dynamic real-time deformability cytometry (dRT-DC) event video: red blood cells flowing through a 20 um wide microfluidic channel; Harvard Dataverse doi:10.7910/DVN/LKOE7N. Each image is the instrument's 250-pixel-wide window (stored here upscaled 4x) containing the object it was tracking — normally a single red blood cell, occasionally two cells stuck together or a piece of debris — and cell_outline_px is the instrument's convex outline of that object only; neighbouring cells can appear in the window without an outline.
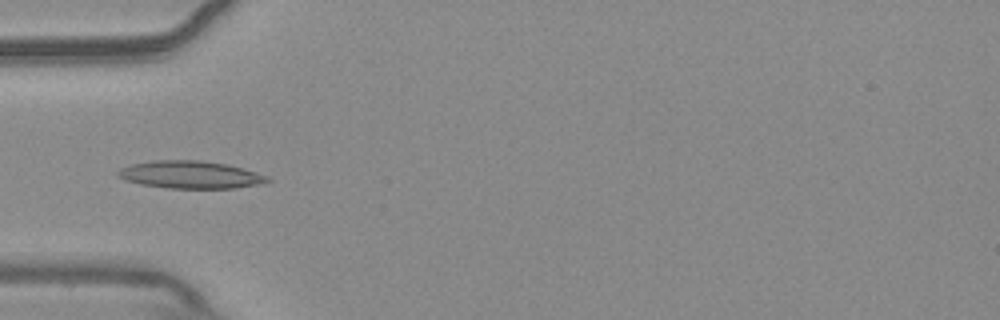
{"species": "common noctule bat (a hibernating species)", "species_latin": "Nyctalus noctula", "temperature_condition": "warm", "stored_images_in_passage": 55, "camera_frame_rate_fps": 3000, "um_per_image_px": 0.085, "animal": {"sex": "male", "body_mass_g": 20.4}, "frame": {"image": 1, "passage_image": 18, "time_ms": 5.667, "image_size_px": [1000, 320], "cell_outline_px": [[272, 180], [264, 184], [236, 188], [168, 188], [140, 184], [124, 180], [116, 176], [116, 172], [120, 168], [132, 164], [152, 160], [200, 160], [228, 164], [256, 172], [268, 176]], "centroid_in_image_um": [16.19, 14.85], "position_along_channel_um": 68.8, "area_um2": 24.28}}
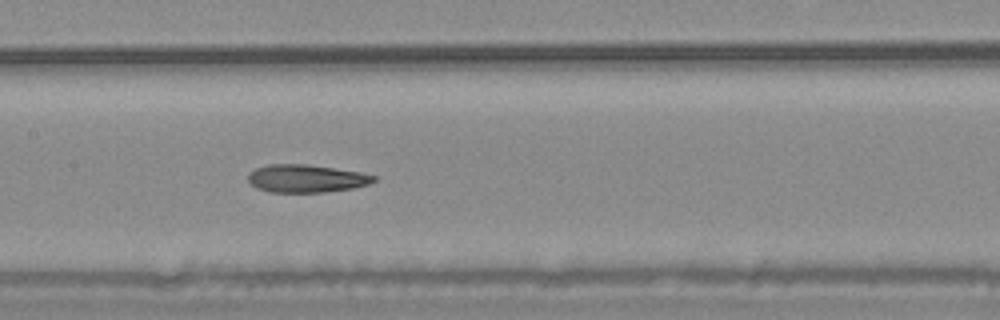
{"frame": {"image": 2, "passage_image": 27, "time_ms": 8.667, "image_size_px": [1000, 320], "cell_outline_px": [[376, 180], [368, 184], [352, 188], [324, 192], [268, 192], [256, 188], [248, 180], [248, 172], [256, 168], [268, 164], [304, 164], [360, 172], [376, 176]], "centroid_in_image_um": [25.99, 15.17], "position_along_channel_um": 181.4, "area_um2": 20.29}}
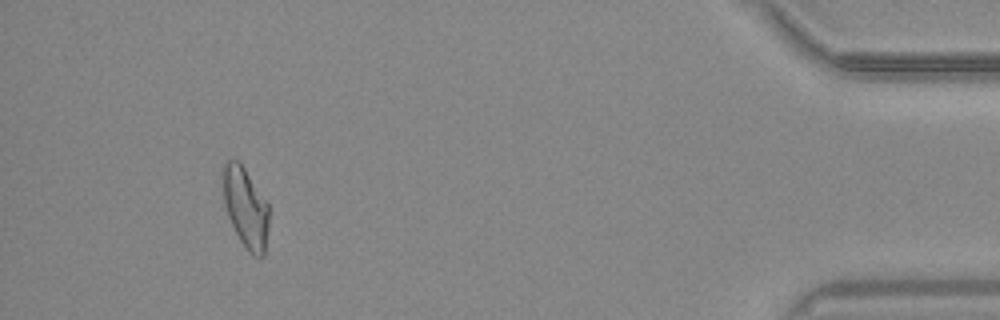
{"frame": {"image": 3, "passage_image": 51, "time_ms": 16.667, "image_size_px": [1000, 320], "cell_outline_px": [[268, 228], [264, 256], [252, 256], [248, 252], [240, 240], [228, 216], [224, 204], [220, 168], [228, 160], [236, 160], [244, 168], [268, 204]], "centroid_in_image_um": [20.84, 17.63], "position_along_channel_um": 414.4, "area_um2": 21.5}, "authors_computed_cell_mechanics": {"area_um2": 21.5594, "velocity_mm_per_s": 3.7284, "shape_relaxation_time_tau1_ms": 8.2123, "shape_relaxation_time_tau2_ms": 4.1813, "deformation_change_tau1": 0.214, "deformation_change_tau2": 0.1346}}